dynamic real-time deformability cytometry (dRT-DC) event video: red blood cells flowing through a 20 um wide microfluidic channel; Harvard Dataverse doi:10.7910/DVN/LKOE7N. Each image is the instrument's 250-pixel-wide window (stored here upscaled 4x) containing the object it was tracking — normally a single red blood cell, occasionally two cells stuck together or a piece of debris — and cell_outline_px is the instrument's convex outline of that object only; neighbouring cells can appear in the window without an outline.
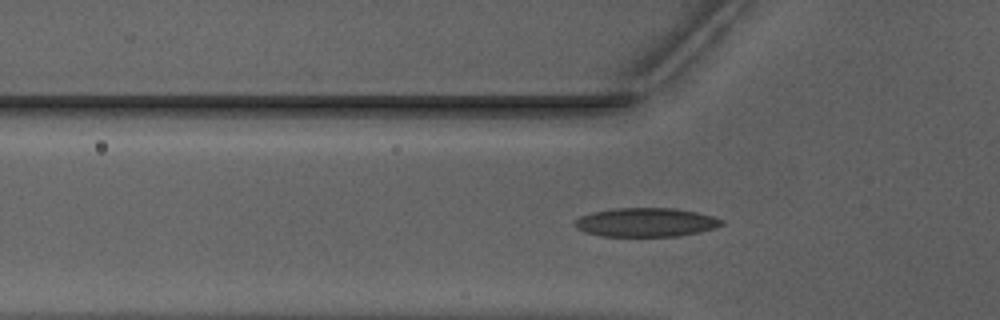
{"species": "Egyptian fruit bat (a non-hibernating species)", "species_latin": "Rousettus aegyptiacus", "temperature_condition": "warm", "stored_images_in_passage": 33, "camera_frame_rate_fps": 3000, "um_per_image_px": 0.085, "animal": {"sex": "male"}, "frame": {"image": 1, "passage_image": 3, "time_ms": 0.667, "image_size_px": [1000, 320], "cell_outline_px": [[724, 224], [716, 228], [700, 232], [676, 236], [600, 236], [584, 232], [576, 228], [572, 224], [580, 216], [592, 212], [612, 208], [676, 208], [696, 212], [712, 216], [724, 220]], "centroid_in_image_um": [54.89, 18.89], "position_along_channel_um": 70.9, "area_um2": 24.91}}
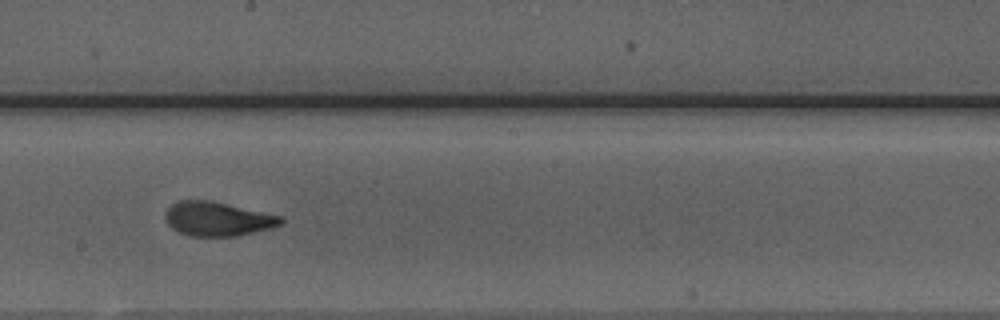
{"frame": {"image": 2, "passage_image": 15, "time_ms": 4.667, "image_size_px": [1000, 320], "cell_outline_px": [[284, 224], [272, 228], [236, 236], [192, 236], [180, 232], [172, 228], [168, 224], [164, 216], [164, 212], [172, 204], [180, 200], [208, 200], [284, 216]], "centroid_in_image_um": [18.53, 18.61], "position_along_channel_um": 229.7, "area_um2": 23.06}}
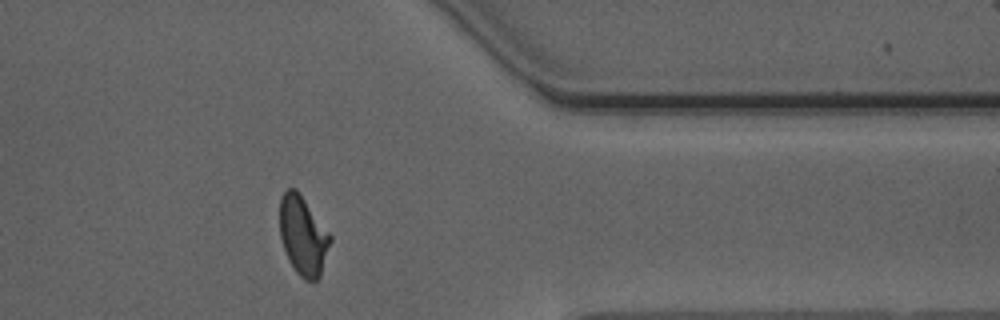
{"frame": {"image": 3, "passage_image": 28, "time_ms": 9.0, "image_size_px": [1000, 320], "cell_outline_px": [[332, 240], [320, 276], [316, 280], [304, 280], [296, 272], [288, 260], [280, 236], [280, 200], [284, 192], [288, 188], [296, 188], [300, 192], [332, 236]], "centroid_in_image_um": [25.77, 20.02], "position_along_channel_um": 385.6, "area_um2": 23.35}, "authors_computed_cell_mechanics": {"area_um2": 23.0622, "velocity_mm_per_s": 3.9562, "shape_relaxation_time_tau1_ms": 6.993, "shape_relaxation_time_tau2_ms": 0.7731, "deformation_change_tau1": 0.2055, "deformation_change_tau2": 0.0744}}